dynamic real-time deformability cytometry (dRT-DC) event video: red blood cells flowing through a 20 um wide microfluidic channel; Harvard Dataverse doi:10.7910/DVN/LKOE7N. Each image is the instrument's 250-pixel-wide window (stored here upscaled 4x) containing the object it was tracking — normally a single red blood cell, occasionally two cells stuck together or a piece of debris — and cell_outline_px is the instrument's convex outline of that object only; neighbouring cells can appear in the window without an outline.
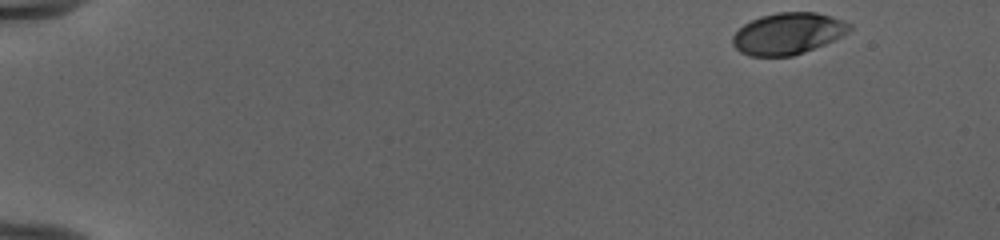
{"species": "human", "species_latin": "Homo sapiens", "temperature_condition": "cold", "stored_images_in_passage": 49, "camera_frame_rate_fps": 3000, "um_per_image_px": 0.085, "donor": {"sex": "female"}, "frame": {"image": 1, "passage_image": 1, "time_ms": 0.0, "image_size_px": [1000, 240], "cell_outline_px": [[852, 28], [848, 32], [824, 44], [804, 52], [792, 56], [748, 56], [740, 52], [732, 44], [732, 36], [744, 24], [760, 16], [776, 12], [816, 12], [832, 16], [844, 20], [852, 24]], "centroid_in_image_um": [66.97, 2.84], "position_along_channel_um": 18.0, "area_um2": 28.32}}
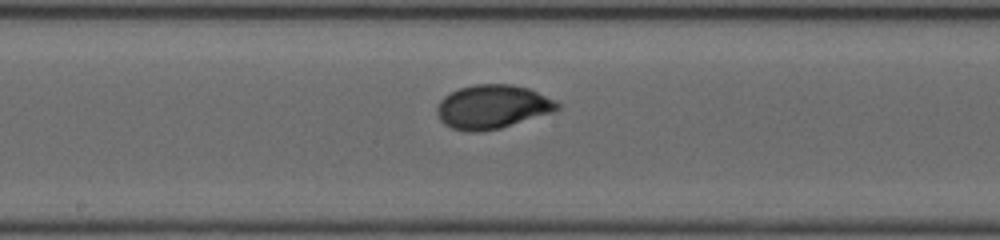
{"frame": {"image": 2, "passage_image": 26, "time_ms": 8.333, "image_size_px": [1000, 240], "cell_outline_px": [[560, 108], [556, 112], [500, 128], [476, 132], [468, 132], [452, 128], [444, 124], [440, 120], [436, 112], [436, 104], [444, 96], [460, 88], [472, 84], [512, 84], [528, 88], [556, 100], [560, 104]], "centroid_in_image_um": [41.87, 9.08], "position_along_channel_um": 206.3, "area_um2": 31.04}}
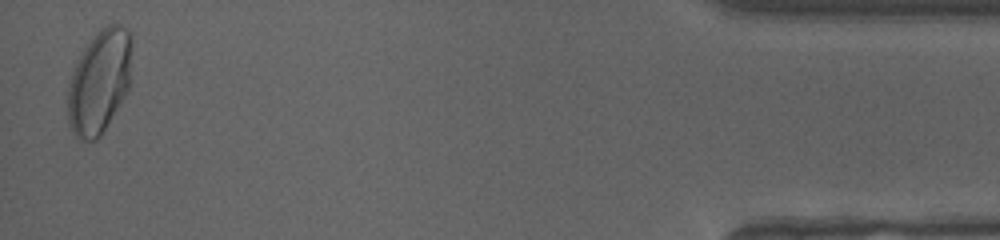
{"frame": {"image": 3, "passage_image": 48, "time_ms": 15.667, "image_size_px": [1000, 240], "cell_outline_px": [[132, 44], [128, 88], [124, 96], [100, 136], [96, 140], [76, 140], [68, 124], [68, 88], [72, 72], [76, 60], [92, 36], [96, 32], [108, 24], [120, 24], [128, 28], [132, 32]], "centroid_in_image_um": [8.44, 6.91], "position_along_channel_um": 426.8, "area_um2": 38.9}, "authors_computed_cell_mechanics": {"area_um2": 29.8248, "velocity_mm_per_s": 3.986, "shape_relaxation_time_tau1_ms": 3.4038, "shape_relaxation_time_tau2_ms": null, "deformation_change_tau1": 0.1464, "deformation_change_tau2": null}}